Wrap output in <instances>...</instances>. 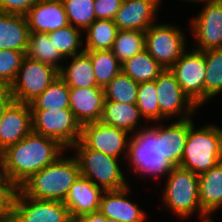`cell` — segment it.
Segmentation results:
<instances>
[{
  "instance_id": "1",
  "label": "cell",
  "mask_w": 222,
  "mask_h": 222,
  "mask_svg": "<svg viewBox=\"0 0 222 222\" xmlns=\"http://www.w3.org/2000/svg\"><path fill=\"white\" fill-rule=\"evenodd\" d=\"M65 150L58 141L32 131L3 151L4 174L20 187L32 175L56 161Z\"/></svg>"
},
{
  "instance_id": "2",
  "label": "cell",
  "mask_w": 222,
  "mask_h": 222,
  "mask_svg": "<svg viewBox=\"0 0 222 222\" xmlns=\"http://www.w3.org/2000/svg\"><path fill=\"white\" fill-rule=\"evenodd\" d=\"M63 157L61 155L56 161L32 175L19 190L25 196L37 200L63 202L69 188L80 176L76 157Z\"/></svg>"
},
{
  "instance_id": "3",
  "label": "cell",
  "mask_w": 222,
  "mask_h": 222,
  "mask_svg": "<svg viewBox=\"0 0 222 222\" xmlns=\"http://www.w3.org/2000/svg\"><path fill=\"white\" fill-rule=\"evenodd\" d=\"M189 118V131L179 167L201 174L222 161V128L215 125L194 128Z\"/></svg>"
},
{
  "instance_id": "4",
  "label": "cell",
  "mask_w": 222,
  "mask_h": 222,
  "mask_svg": "<svg viewBox=\"0 0 222 222\" xmlns=\"http://www.w3.org/2000/svg\"><path fill=\"white\" fill-rule=\"evenodd\" d=\"M127 161L132 164L136 173L140 175H168L173 166L162 157L160 140V125L144 128L130 137L128 143Z\"/></svg>"
},
{
  "instance_id": "5",
  "label": "cell",
  "mask_w": 222,
  "mask_h": 222,
  "mask_svg": "<svg viewBox=\"0 0 222 222\" xmlns=\"http://www.w3.org/2000/svg\"><path fill=\"white\" fill-rule=\"evenodd\" d=\"M167 182L163 190L165 206L181 218L192 215L196 210L202 217L201 222H211L201 208L199 201L198 174L181 167H173L167 175Z\"/></svg>"
},
{
  "instance_id": "6",
  "label": "cell",
  "mask_w": 222,
  "mask_h": 222,
  "mask_svg": "<svg viewBox=\"0 0 222 222\" xmlns=\"http://www.w3.org/2000/svg\"><path fill=\"white\" fill-rule=\"evenodd\" d=\"M74 148L82 177L104 191L120 190L129 186L118 165V158L89 149L81 140L72 146V149Z\"/></svg>"
},
{
  "instance_id": "7",
  "label": "cell",
  "mask_w": 222,
  "mask_h": 222,
  "mask_svg": "<svg viewBox=\"0 0 222 222\" xmlns=\"http://www.w3.org/2000/svg\"><path fill=\"white\" fill-rule=\"evenodd\" d=\"M33 132L58 141L66 149L81 139V124L70 109L31 110Z\"/></svg>"
},
{
  "instance_id": "8",
  "label": "cell",
  "mask_w": 222,
  "mask_h": 222,
  "mask_svg": "<svg viewBox=\"0 0 222 222\" xmlns=\"http://www.w3.org/2000/svg\"><path fill=\"white\" fill-rule=\"evenodd\" d=\"M59 77L54 67L25 56L14 83L10 86L13 101L29 104Z\"/></svg>"
},
{
  "instance_id": "9",
  "label": "cell",
  "mask_w": 222,
  "mask_h": 222,
  "mask_svg": "<svg viewBox=\"0 0 222 222\" xmlns=\"http://www.w3.org/2000/svg\"><path fill=\"white\" fill-rule=\"evenodd\" d=\"M186 38L180 28L152 24L145 31V49L164 68L170 69L186 51Z\"/></svg>"
},
{
  "instance_id": "10",
  "label": "cell",
  "mask_w": 222,
  "mask_h": 222,
  "mask_svg": "<svg viewBox=\"0 0 222 222\" xmlns=\"http://www.w3.org/2000/svg\"><path fill=\"white\" fill-rule=\"evenodd\" d=\"M190 100L199 108L204 103L206 61L204 51L187 50L169 69Z\"/></svg>"
},
{
  "instance_id": "11",
  "label": "cell",
  "mask_w": 222,
  "mask_h": 222,
  "mask_svg": "<svg viewBox=\"0 0 222 222\" xmlns=\"http://www.w3.org/2000/svg\"><path fill=\"white\" fill-rule=\"evenodd\" d=\"M10 222H74L60 201L37 200L18 190Z\"/></svg>"
},
{
  "instance_id": "12",
  "label": "cell",
  "mask_w": 222,
  "mask_h": 222,
  "mask_svg": "<svg viewBox=\"0 0 222 222\" xmlns=\"http://www.w3.org/2000/svg\"><path fill=\"white\" fill-rule=\"evenodd\" d=\"M126 130L100 122L82 125L81 141L89 148L119 158H127L129 136ZM125 151V152H124Z\"/></svg>"
},
{
  "instance_id": "13",
  "label": "cell",
  "mask_w": 222,
  "mask_h": 222,
  "mask_svg": "<svg viewBox=\"0 0 222 222\" xmlns=\"http://www.w3.org/2000/svg\"><path fill=\"white\" fill-rule=\"evenodd\" d=\"M154 81L160 113L165 119L179 114L180 120L188 119L197 110L198 107L184 93L175 75L169 69H165Z\"/></svg>"
},
{
  "instance_id": "14",
  "label": "cell",
  "mask_w": 222,
  "mask_h": 222,
  "mask_svg": "<svg viewBox=\"0 0 222 222\" xmlns=\"http://www.w3.org/2000/svg\"><path fill=\"white\" fill-rule=\"evenodd\" d=\"M201 13L191 21L198 51L222 49V0H205Z\"/></svg>"
},
{
  "instance_id": "15",
  "label": "cell",
  "mask_w": 222,
  "mask_h": 222,
  "mask_svg": "<svg viewBox=\"0 0 222 222\" xmlns=\"http://www.w3.org/2000/svg\"><path fill=\"white\" fill-rule=\"evenodd\" d=\"M32 131L30 105L12 101L0 118V150L16 144Z\"/></svg>"
},
{
  "instance_id": "16",
  "label": "cell",
  "mask_w": 222,
  "mask_h": 222,
  "mask_svg": "<svg viewBox=\"0 0 222 222\" xmlns=\"http://www.w3.org/2000/svg\"><path fill=\"white\" fill-rule=\"evenodd\" d=\"M159 6L160 0H123L113 21L118 30L145 32L154 24Z\"/></svg>"
},
{
  "instance_id": "17",
  "label": "cell",
  "mask_w": 222,
  "mask_h": 222,
  "mask_svg": "<svg viewBox=\"0 0 222 222\" xmlns=\"http://www.w3.org/2000/svg\"><path fill=\"white\" fill-rule=\"evenodd\" d=\"M25 16L30 32L50 33L69 25L61 0H38Z\"/></svg>"
},
{
  "instance_id": "18",
  "label": "cell",
  "mask_w": 222,
  "mask_h": 222,
  "mask_svg": "<svg viewBox=\"0 0 222 222\" xmlns=\"http://www.w3.org/2000/svg\"><path fill=\"white\" fill-rule=\"evenodd\" d=\"M70 110L82 125L99 122L105 102L103 87L69 88Z\"/></svg>"
},
{
  "instance_id": "19",
  "label": "cell",
  "mask_w": 222,
  "mask_h": 222,
  "mask_svg": "<svg viewBox=\"0 0 222 222\" xmlns=\"http://www.w3.org/2000/svg\"><path fill=\"white\" fill-rule=\"evenodd\" d=\"M104 190L94 185L90 180L82 177L69 188L63 201L73 220L81 215L99 211V205Z\"/></svg>"
},
{
  "instance_id": "20",
  "label": "cell",
  "mask_w": 222,
  "mask_h": 222,
  "mask_svg": "<svg viewBox=\"0 0 222 222\" xmlns=\"http://www.w3.org/2000/svg\"><path fill=\"white\" fill-rule=\"evenodd\" d=\"M129 186L120 190L104 191L99 211L107 218L120 222H144L146 214L140 207L127 199Z\"/></svg>"
},
{
  "instance_id": "21",
  "label": "cell",
  "mask_w": 222,
  "mask_h": 222,
  "mask_svg": "<svg viewBox=\"0 0 222 222\" xmlns=\"http://www.w3.org/2000/svg\"><path fill=\"white\" fill-rule=\"evenodd\" d=\"M29 33L25 15L0 12V50L26 51Z\"/></svg>"
},
{
  "instance_id": "22",
  "label": "cell",
  "mask_w": 222,
  "mask_h": 222,
  "mask_svg": "<svg viewBox=\"0 0 222 222\" xmlns=\"http://www.w3.org/2000/svg\"><path fill=\"white\" fill-rule=\"evenodd\" d=\"M188 131L189 118L184 120L178 119L167 127H160L162 157L173 167H178L181 164Z\"/></svg>"
},
{
  "instance_id": "23",
  "label": "cell",
  "mask_w": 222,
  "mask_h": 222,
  "mask_svg": "<svg viewBox=\"0 0 222 222\" xmlns=\"http://www.w3.org/2000/svg\"><path fill=\"white\" fill-rule=\"evenodd\" d=\"M199 201L209 216L222 206V161L198 175Z\"/></svg>"
},
{
  "instance_id": "24",
  "label": "cell",
  "mask_w": 222,
  "mask_h": 222,
  "mask_svg": "<svg viewBox=\"0 0 222 222\" xmlns=\"http://www.w3.org/2000/svg\"><path fill=\"white\" fill-rule=\"evenodd\" d=\"M141 118L136 104L105 101L99 122L126 130L132 135V131L140 130L136 128Z\"/></svg>"
},
{
  "instance_id": "25",
  "label": "cell",
  "mask_w": 222,
  "mask_h": 222,
  "mask_svg": "<svg viewBox=\"0 0 222 222\" xmlns=\"http://www.w3.org/2000/svg\"><path fill=\"white\" fill-rule=\"evenodd\" d=\"M72 61L59 71V77L69 88L100 87L96 83L90 56L84 51L74 55Z\"/></svg>"
},
{
  "instance_id": "26",
  "label": "cell",
  "mask_w": 222,
  "mask_h": 222,
  "mask_svg": "<svg viewBox=\"0 0 222 222\" xmlns=\"http://www.w3.org/2000/svg\"><path fill=\"white\" fill-rule=\"evenodd\" d=\"M25 54L29 59L50 65L58 71L63 67L58 62L66 59L50 40L48 33L30 32Z\"/></svg>"
},
{
  "instance_id": "27",
  "label": "cell",
  "mask_w": 222,
  "mask_h": 222,
  "mask_svg": "<svg viewBox=\"0 0 222 222\" xmlns=\"http://www.w3.org/2000/svg\"><path fill=\"white\" fill-rule=\"evenodd\" d=\"M164 70L146 49L122 63V71L136 83L154 81Z\"/></svg>"
},
{
  "instance_id": "28",
  "label": "cell",
  "mask_w": 222,
  "mask_h": 222,
  "mask_svg": "<svg viewBox=\"0 0 222 222\" xmlns=\"http://www.w3.org/2000/svg\"><path fill=\"white\" fill-rule=\"evenodd\" d=\"M31 110L70 109V91L67 84L58 77L47 89L29 103Z\"/></svg>"
},
{
  "instance_id": "29",
  "label": "cell",
  "mask_w": 222,
  "mask_h": 222,
  "mask_svg": "<svg viewBox=\"0 0 222 222\" xmlns=\"http://www.w3.org/2000/svg\"><path fill=\"white\" fill-rule=\"evenodd\" d=\"M85 31L84 51L111 50L118 27L113 20L96 19Z\"/></svg>"
},
{
  "instance_id": "30",
  "label": "cell",
  "mask_w": 222,
  "mask_h": 222,
  "mask_svg": "<svg viewBox=\"0 0 222 222\" xmlns=\"http://www.w3.org/2000/svg\"><path fill=\"white\" fill-rule=\"evenodd\" d=\"M85 52L90 56L98 86L104 88L122 71V64L118 61L112 50Z\"/></svg>"
},
{
  "instance_id": "31",
  "label": "cell",
  "mask_w": 222,
  "mask_h": 222,
  "mask_svg": "<svg viewBox=\"0 0 222 222\" xmlns=\"http://www.w3.org/2000/svg\"><path fill=\"white\" fill-rule=\"evenodd\" d=\"M145 49V32L138 30H118L111 50L122 64Z\"/></svg>"
},
{
  "instance_id": "32",
  "label": "cell",
  "mask_w": 222,
  "mask_h": 222,
  "mask_svg": "<svg viewBox=\"0 0 222 222\" xmlns=\"http://www.w3.org/2000/svg\"><path fill=\"white\" fill-rule=\"evenodd\" d=\"M206 75L204 79V103L222 92V49L204 51Z\"/></svg>"
},
{
  "instance_id": "33",
  "label": "cell",
  "mask_w": 222,
  "mask_h": 222,
  "mask_svg": "<svg viewBox=\"0 0 222 222\" xmlns=\"http://www.w3.org/2000/svg\"><path fill=\"white\" fill-rule=\"evenodd\" d=\"M138 86L139 83L121 71L103 88L105 101L136 104Z\"/></svg>"
},
{
  "instance_id": "34",
  "label": "cell",
  "mask_w": 222,
  "mask_h": 222,
  "mask_svg": "<svg viewBox=\"0 0 222 222\" xmlns=\"http://www.w3.org/2000/svg\"><path fill=\"white\" fill-rule=\"evenodd\" d=\"M136 105L141 116L147 121L159 122L165 118L160 113L155 81L139 83Z\"/></svg>"
},
{
  "instance_id": "35",
  "label": "cell",
  "mask_w": 222,
  "mask_h": 222,
  "mask_svg": "<svg viewBox=\"0 0 222 222\" xmlns=\"http://www.w3.org/2000/svg\"><path fill=\"white\" fill-rule=\"evenodd\" d=\"M81 30L72 25H67L65 27L59 28L53 32L48 33L50 40L53 41L57 50L68 59V57H73L74 55L81 54L84 52L82 48L78 51L81 46Z\"/></svg>"
},
{
  "instance_id": "36",
  "label": "cell",
  "mask_w": 222,
  "mask_h": 222,
  "mask_svg": "<svg viewBox=\"0 0 222 222\" xmlns=\"http://www.w3.org/2000/svg\"><path fill=\"white\" fill-rule=\"evenodd\" d=\"M70 25L86 30L95 20V0H61Z\"/></svg>"
},
{
  "instance_id": "37",
  "label": "cell",
  "mask_w": 222,
  "mask_h": 222,
  "mask_svg": "<svg viewBox=\"0 0 222 222\" xmlns=\"http://www.w3.org/2000/svg\"><path fill=\"white\" fill-rule=\"evenodd\" d=\"M26 51L0 50V84L11 86L26 56Z\"/></svg>"
},
{
  "instance_id": "38",
  "label": "cell",
  "mask_w": 222,
  "mask_h": 222,
  "mask_svg": "<svg viewBox=\"0 0 222 222\" xmlns=\"http://www.w3.org/2000/svg\"><path fill=\"white\" fill-rule=\"evenodd\" d=\"M19 187L9 179H0V222H10Z\"/></svg>"
},
{
  "instance_id": "39",
  "label": "cell",
  "mask_w": 222,
  "mask_h": 222,
  "mask_svg": "<svg viewBox=\"0 0 222 222\" xmlns=\"http://www.w3.org/2000/svg\"><path fill=\"white\" fill-rule=\"evenodd\" d=\"M123 0H95L94 13L96 19L113 20Z\"/></svg>"
},
{
  "instance_id": "40",
  "label": "cell",
  "mask_w": 222,
  "mask_h": 222,
  "mask_svg": "<svg viewBox=\"0 0 222 222\" xmlns=\"http://www.w3.org/2000/svg\"><path fill=\"white\" fill-rule=\"evenodd\" d=\"M38 0H0V12L26 15Z\"/></svg>"
},
{
  "instance_id": "41",
  "label": "cell",
  "mask_w": 222,
  "mask_h": 222,
  "mask_svg": "<svg viewBox=\"0 0 222 222\" xmlns=\"http://www.w3.org/2000/svg\"><path fill=\"white\" fill-rule=\"evenodd\" d=\"M13 101L11 89L9 86L0 84V118L4 110Z\"/></svg>"
},
{
  "instance_id": "42",
  "label": "cell",
  "mask_w": 222,
  "mask_h": 222,
  "mask_svg": "<svg viewBox=\"0 0 222 222\" xmlns=\"http://www.w3.org/2000/svg\"><path fill=\"white\" fill-rule=\"evenodd\" d=\"M74 222H106V216L100 211H96L81 215Z\"/></svg>"
},
{
  "instance_id": "43",
  "label": "cell",
  "mask_w": 222,
  "mask_h": 222,
  "mask_svg": "<svg viewBox=\"0 0 222 222\" xmlns=\"http://www.w3.org/2000/svg\"><path fill=\"white\" fill-rule=\"evenodd\" d=\"M0 179H8L4 174L3 151L0 150Z\"/></svg>"
},
{
  "instance_id": "44",
  "label": "cell",
  "mask_w": 222,
  "mask_h": 222,
  "mask_svg": "<svg viewBox=\"0 0 222 222\" xmlns=\"http://www.w3.org/2000/svg\"><path fill=\"white\" fill-rule=\"evenodd\" d=\"M181 1V0H180ZM183 1H189L190 3H201V2H205V0H183Z\"/></svg>"
},
{
  "instance_id": "45",
  "label": "cell",
  "mask_w": 222,
  "mask_h": 222,
  "mask_svg": "<svg viewBox=\"0 0 222 222\" xmlns=\"http://www.w3.org/2000/svg\"><path fill=\"white\" fill-rule=\"evenodd\" d=\"M106 222H120V221H118L117 219L114 220V219H111V218H107V217H106Z\"/></svg>"
}]
</instances>
